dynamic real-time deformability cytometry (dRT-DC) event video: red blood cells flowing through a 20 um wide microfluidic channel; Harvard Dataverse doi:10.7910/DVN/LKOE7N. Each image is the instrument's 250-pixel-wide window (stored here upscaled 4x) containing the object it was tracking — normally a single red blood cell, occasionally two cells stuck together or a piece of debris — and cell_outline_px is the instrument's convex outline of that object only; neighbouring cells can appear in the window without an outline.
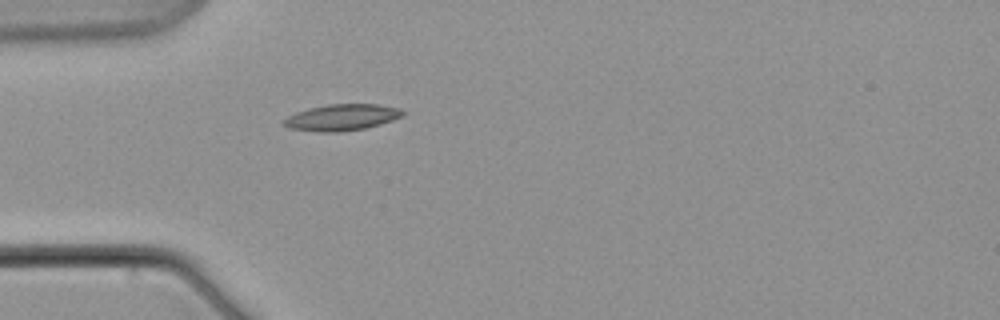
{"species": "common noctule bat (a hibernating species)", "species_latin": "Nyctalus noctula", "temperature_condition": "warm", "stored_images_in_passage": 7, "camera_frame_rate_fps": 3000, "um_per_image_px": 0.085, "animal": {"sex": "male", "body_mass_g": 21.5, "forearm_length_mm": 52.0}, "frame": {"image": 1, "passage_image": 1, "time_ms": 0.0, "image_size_px": [1000, 320], "cell_outline_px": [[404, 116], [380, 124], [364, 128], [340, 132], [320, 132], [288, 128], [280, 124], [288, 116], [296, 112], [308, 108], [328, 104], [380, 104], [400, 108], [404, 112]], "centroid_in_image_um": [29.04, 9.97], "position_along_channel_um": 56.0, "area_um2": 18.38}}
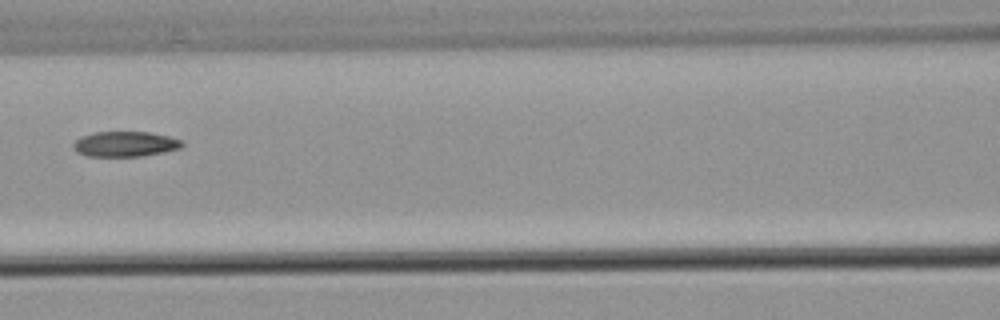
{"frame": {"image": 2, "passage_image": 4, "time_ms": 3.667, "image_size_px": [1000, 320], "cell_outline_px": [[184, 144], [180, 148], [164, 152], [140, 156], [88, 156], [76, 152], [72, 148], [72, 144], [76, 140], [84, 136], [96, 132], [148, 132], [168, 136], [180, 140]], "centroid_in_image_um": [10.62, 12.25], "position_along_channel_um": 156.0, "area_um2": 15.84}}
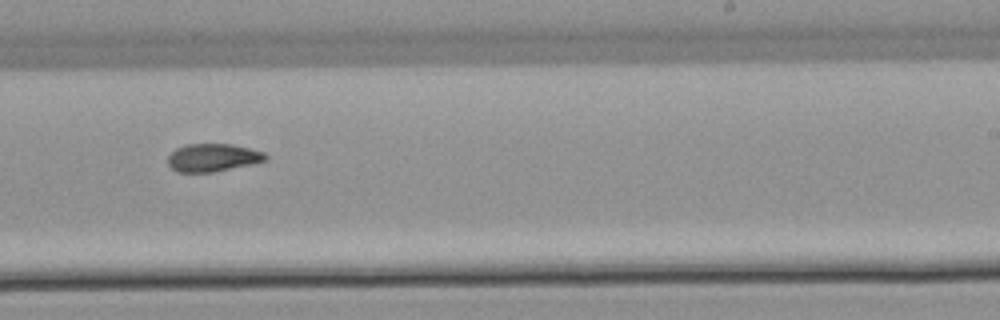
{"frame": {"image": 3, "passage_image": 7, "time_ms": 7.667, "image_size_px": [1000, 320], "cell_outline_px": [[268, 160], [212, 172], [176, 172], [168, 164], [168, 156], [176, 148], [188, 144], [232, 144], [264, 152], [268, 156]], "centroid_in_image_um": [18.08, 13.39], "position_along_channel_um": 270.9, "area_um2": 15.72}}